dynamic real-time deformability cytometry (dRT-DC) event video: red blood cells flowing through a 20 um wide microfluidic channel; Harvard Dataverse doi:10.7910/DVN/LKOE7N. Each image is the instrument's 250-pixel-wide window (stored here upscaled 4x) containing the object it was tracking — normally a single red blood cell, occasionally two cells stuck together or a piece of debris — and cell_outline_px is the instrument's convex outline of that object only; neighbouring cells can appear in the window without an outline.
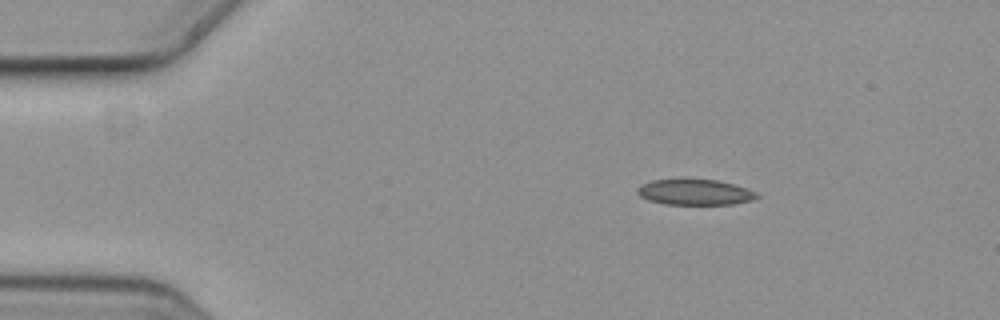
{"species": "common noctule bat (a hibernating species)", "species_latin": "Nyctalus noctula", "temperature_condition": "cold", "stored_images_in_passage": 5, "camera_frame_rate_fps": 3000, "um_per_image_px": 0.085, "animal": {"sex": "female", "body_mass_g": 19.3, "forearm_length_mm": 54.1}, "frame": {"image": 1, "passage_image": 1, "time_ms": 0.0, "image_size_px": [1000, 320], "cell_outline_px": [[760, 196], [752, 200], [732, 204], [664, 204], [648, 200], [640, 196], [636, 192], [636, 188], [640, 184], [652, 180], [684, 176], [716, 180], [732, 184], [756, 192]], "centroid_in_image_um": [58.97, 16.29], "position_along_channel_um": 26.0, "area_um2": 18.55}}
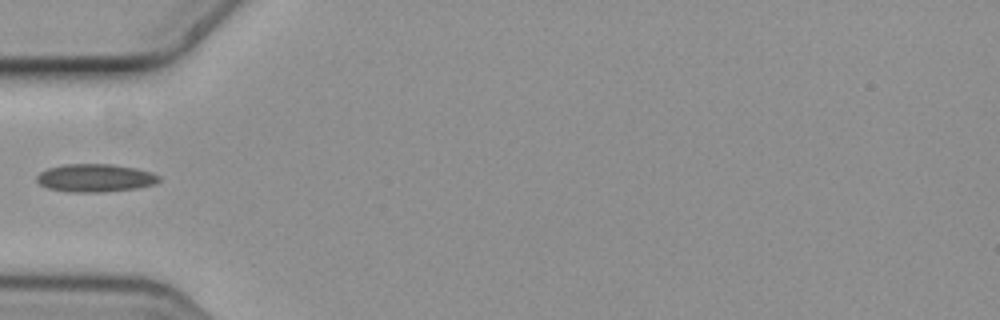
{"frame": {"image": 2, "passage_image": 4, "time_ms": 1.0, "image_size_px": [1000, 320], "cell_outline_px": [[160, 180], [156, 184], [136, 188], [100, 192], [68, 192], [48, 188], [40, 184], [36, 180], [36, 176], [40, 172], [48, 168], [64, 164], [112, 164], [136, 168], [152, 172], [160, 176]], "centroid_in_image_um": [8.1, 15.12], "position_along_channel_um": 76.9, "area_um2": 20.0}}
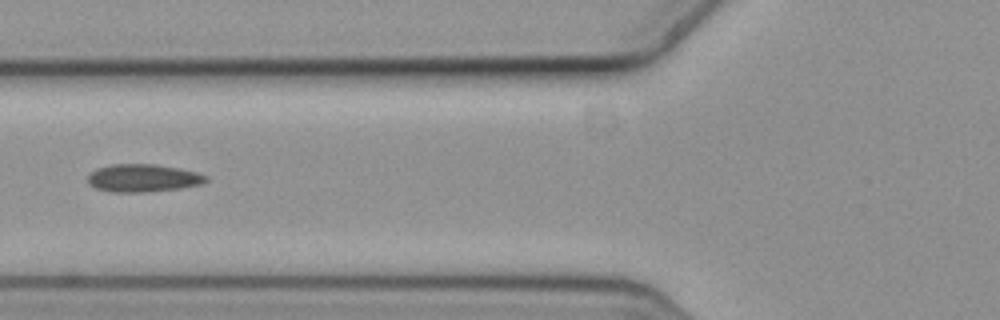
{"frame": {"image": 3, "passage_image": 5, "time_ms": 1.333, "image_size_px": [1000, 320], "cell_outline_px": [[208, 180], [200, 184], [180, 188], [144, 192], [112, 192], [96, 188], [88, 184], [88, 176], [96, 168], [112, 164], [156, 164], [196, 172], [208, 176]], "centroid_in_image_um": [12.13, 15.13], "position_along_channel_um": 113.7, "area_um2": 19.02}}